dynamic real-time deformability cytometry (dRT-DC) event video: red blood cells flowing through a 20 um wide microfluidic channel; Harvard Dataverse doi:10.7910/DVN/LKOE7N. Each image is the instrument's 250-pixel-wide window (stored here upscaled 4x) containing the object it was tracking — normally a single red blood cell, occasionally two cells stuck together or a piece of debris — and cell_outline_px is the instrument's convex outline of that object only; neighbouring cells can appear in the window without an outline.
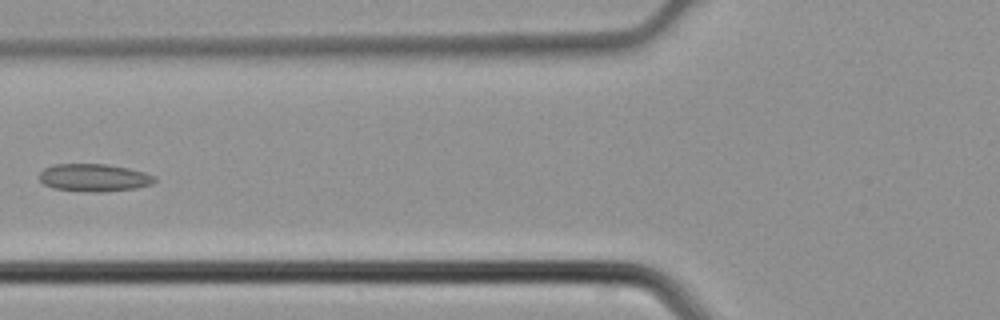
{"species": "common noctule bat (a hibernating species)", "species_latin": "Nyctalus noctula", "temperature_condition": "cold", "stored_images_in_passage": 4, "camera_frame_rate_fps": 3000, "um_per_image_px": 0.085, "animal": {"sex": "male", "body_mass_g": 21.5, "forearm_length_mm": 52.0}, "frame": {"image": 1, "passage_image": 4, "time_ms": 1.0, "image_size_px": [1000, 320], "cell_outline_px": [[156, 180], [152, 184], [136, 188], [104, 192], [100, 192], [52, 188], [44, 184], [40, 180], [40, 172], [44, 168], [52, 164], [104, 164], [128, 168], [144, 172], [156, 176]], "centroid_in_image_um": [8.0, 15.09], "position_along_channel_um": 117.8, "area_um2": 18.5}}